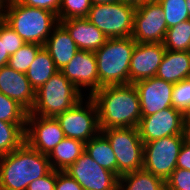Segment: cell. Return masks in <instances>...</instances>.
Masks as SVG:
<instances>
[{
  "mask_svg": "<svg viewBox=\"0 0 190 190\" xmlns=\"http://www.w3.org/2000/svg\"><path fill=\"white\" fill-rule=\"evenodd\" d=\"M165 184L166 190H190V171L176 168Z\"/></svg>",
  "mask_w": 190,
  "mask_h": 190,
  "instance_id": "cell-32",
  "label": "cell"
},
{
  "mask_svg": "<svg viewBox=\"0 0 190 190\" xmlns=\"http://www.w3.org/2000/svg\"><path fill=\"white\" fill-rule=\"evenodd\" d=\"M58 71L49 52L42 47L25 74L31 86L37 90Z\"/></svg>",
  "mask_w": 190,
  "mask_h": 190,
  "instance_id": "cell-23",
  "label": "cell"
},
{
  "mask_svg": "<svg viewBox=\"0 0 190 190\" xmlns=\"http://www.w3.org/2000/svg\"><path fill=\"white\" fill-rule=\"evenodd\" d=\"M163 43H136L129 68V84L154 77L165 55Z\"/></svg>",
  "mask_w": 190,
  "mask_h": 190,
  "instance_id": "cell-15",
  "label": "cell"
},
{
  "mask_svg": "<svg viewBox=\"0 0 190 190\" xmlns=\"http://www.w3.org/2000/svg\"><path fill=\"white\" fill-rule=\"evenodd\" d=\"M9 0H0V20L3 21L7 10Z\"/></svg>",
  "mask_w": 190,
  "mask_h": 190,
  "instance_id": "cell-41",
  "label": "cell"
},
{
  "mask_svg": "<svg viewBox=\"0 0 190 190\" xmlns=\"http://www.w3.org/2000/svg\"><path fill=\"white\" fill-rule=\"evenodd\" d=\"M184 135L190 141V112L184 114Z\"/></svg>",
  "mask_w": 190,
  "mask_h": 190,
  "instance_id": "cell-39",
  "label": "cell"
},
{
  "mask_svg": "<svg viewBox=\"0 0 190 190\" xmlns=\"http://www.w3.org/2000/svg\"><path fill=\"white\" fill-rule=\"evenodd\" d=\"M84 190H118L119 177L84 152L67 170Z\"/></svg>",
  "mask_w": 190,
  "mask_h": 190,
  "instance_id": "cell-12",
  "label": "cell"
},
{
  "mask_svg": "<svg viewBox=\"0 0 190 190\" xmlns=\"http://www.w3.org/2000/svg\"><path fill=\"white\" fill-rule=\"evenodd\" d=\"M22 5L49 10L58 14L61 0H16Z\"/></svg>",
  "mask_w": 190,
  "mask_h": 190,
  "instance_id": "cell-36",
  "label": "cell"
},
{
  "mask_svg": "<svg viewBox=\"0 0 190 190\" xmlns=\"http://www.w3.org/2000/svg\"><path fill=\"white\" fill-rule=\"evenodd\" d=\"M138 131L143 143L163 137L184 134V114L173 107L142 116Z\"/></svg>",
  "mask_w": 190,
  "mask_h": 190,
  "instance_id": "cell-13",
  "label": "cell"
},
{
  "mask_svg": "<svg viewBox=\"0 0 190 190\" xmlns=\"http://www.w3.org/2000/svg\"><path fill=\"white\" fill-rule=\"evenodd\" d=\"M140 99L142 116H149L163 109L173 107L174 84L156 76L134 83Z\"/></svg>",
  "mask_w": 190,
  "mask_h": 190,
  "instance_id": "cell-14",
  "label": "cell"
},
{
  "mask_svg": "<svg viewBox=\"0 0 190 190\" xmlns=\"http://www.w3.org/2000/svg\"><path fill=\"white\" fill-rule=\"evenodd\" d=\"M118 190H166V184L160 177L142 169L120 176Z\"/></svg>",
  "mask_w": 190,
  "mask_h": 190,
  "instance_id": "cell-24",
  "label": "cell"
},
{
  "mask_svg": "<svg viewBox=\"0 0 190 190\" xmlns=\"http://www.w3.org/2000/svg\"><path fill=\"white\" fill-rule=\"evenodd\" d=\"M51 170L48 155L24 143L13 152L0 156V190H27L31 182Z\"/></svg>",
  "mask_w": 190,
  "mask_h": 190,
  "instance_id": "cell-2",
  "label": "cell"
},
{
  "mask_svg": "<svg viewBox=\"0 0 190 190\" xmlns=\"http://www.w3.org/2000/svg\"><path fill=\"white\" fill-rule=\"evenodd\" d=\"M184 134L163 137L144 143L143 170L166 181L176 169Z\"/></svg>",
  "mask_w": 190,
  "mask_h": 190,
  "instance_id": "cell-8",
  "label": "cell"
},
{
  "mask_svg": "<svg viewBox=\"0 0 190 190\" xmlns=\"http://www.w3.org/2000/svg\"><path fill=\"white\" fill-rule=\"evenodd\" d=\"M10 56L6 51L5 37H0V68L8 64Z\"/></svg>",
  "mask_w": 190,
  "mask_h": 190,
  "instance_id": "cell-38",
  "label": "cell"
},
{
  "mask_svg": "<svg viewBox=\"0 0 190 190\" xmlns=\"http://www.w3.org/2000/svg\"><path fill=\"white\" fill-rule=\"evenodd\" d=\"M54 61L55 67L62 70L79 51L67 30L59 23L43 46Z\"/></svg>",
  "mask_w": 190,
  "mask_h": 190,
  "instance_id": "cell-19",
  "label": "cell"
},
{
  "mask_svg": "<svg viewBox=\"0 0 190 190\" xmlns=\"http://www.w3.org/2000/svg\"><path fill=\"white\" fill-rule=\"evenodd\" d=\"M81 93L61 71H58L36 90L30 114L56 118L83 99Z\"/></svg>",
  "mask_w": 190,
  "mask_h": 190,
  "instance_id": "cell-5",
  "label": "cell"
},
{
  "mask_svg": "<svg viewBox=\"0 0 190 190\" xmlns=\"http://www.w3.org/2000/svg\"><path fill=\"white\" fill-rule=\"evenodd\" d=\"M0 37H5L6 51L10 55L17 52L25 44L23 39L4 21L0 22Z\"/></svg>",
  "mask_w": 190,
  "mask_h": 190,
  "instance_id": "cell-33",
  "label": "cell"
},
{
  "mask_svg": "<svg viewBox=\"0 0 190 190\" xmlns=\"http://www.w3.org/2000/svg\"><path fill=\"white\" fill-rule=\"evenodd\" d=\"M176 168H182L190 171V141L185 140L176 163Z\"/></svg>",
  "mask_w": 190,
  "mask_h": 190,
  "instance_id": "cell-37",
  "label": "cell"
},
{
  "mask_svg": "<svg viewBox=\"0 0 190 190\" xmlns=\"http://www.w3.org/2000/svg\"><path fill=\"white\" fill-rule=\"evenodd\" d=\"M107 137L117 160V176L142 170L144 143L137 127L100 129Z\"/></svg>",
  "mask_w": 190,
  "mask_h": 190,
  "instance_id": "cell-6",
  "label": "cell"
},
{
  "mask_svg": "<svg viewBox=\"0 0 190 190\" xmlns=\"http://www.w3.org/2000/svg\"><path fill=\"white\" fill-rule=\"evenodd\" d=\"M164 17L157 0L136 7L131 37L136 43H163L168 29Z\"/></svg>",
  "mask_w": 190,
  "mask_h": 190,
  "instance_id": "cell-10",
  "label": "cell"
},
{
  "mask_svg": "<svg viewBox=\"0 0 190 190\" xmlns=\"http://www.w3.org/2000/svg\"><path fill=\"white\" fill-rule=\"evenodd\" d=\"M64 138L56 118L27 114L25 143L30 148L49 155Z\"/></svg>",
  "mask_w": 190,
  "mask_h": 190,
  "instance_id": "cell-11",
  "label": "cell"
},
{
  "mask_svg": "<svg viewBox=\"0 0 190 190\" xmlns=\"http://www.w3.org/2000/svg\"><path fill=\"white\" fill-rule=\"evenodd\" d=\"M163 7L167 27H173L182 21L189 20L186 0H157Z\"/></svg>",
  "mask_w": 190,
  "mask_h": 190,
  "instance_id": "cell-28",
  "label": "cell"
},
{
  "mask_svg": "<svg viewBox=\"0 0 190 190\" xmlns=\"http://www.w3.org/2000/svg\"><path fill=\"white\" fill-rule=\"evenodd\" d=\"M4 22L10 26L25 43L44 46L52 30L59 24L55 13L43 9L22 5L9 0Z\"/></svg>",
  "mask_w": 190,
  "mask_h": 190,
  "instance_id": "cell-3",
  "label": "cell"
},
{
  "mask_svg": "<svg viewBox=\"0 0 190 190\" xmlns=\"http://www.w3.org/2000/svg\"><path fill=\"white\" fill-rule=\"evenodd\" d=\"M76 43L79 50L95 52L108 39L94 24L86 18L59 20Z\"/></svg>",
  "mask_w": 190,
  "mask_h": 190,
  "instance_id": "cell-18",
  "label": "cell"
},
{
  "mask_svg": "<svg viewBox=\"0 0 190 190\" xmlns=\"http://www.w3.org/2000/svg\"><path fill=\"white\" fill-rule=\"evenodd\" d=\"M163 45L170 51H189L190 19L167 29Z\"/></svg>",
  "mask_w": 190,
  "mask_h": 190,
  "instance_id": "cell-26",
  "label": "cell"
},
{
  "mask_svg": "<svg viewBox=\"0 0 190 190\" xmlns=\"http://www.w3.org/2000/svg\"><path fill=\"white\" fill-rule=\"evenodd\" d=\"M87 103V104H86ZM81 99L72 108L58 115L56 119L60 123L65 137L77 139L87 143L101 130L98 122V110L94 100L88 96V101L83 107Z\"/></svg>",
  "mask_w": 190,
  "mask_h": 190,
  "instance_id": "cell-9",
  "label": "cell"
},
{
  "mask_svg": "<svg viewBox=\"0 0 190 190\" xmlns=\"http://www.w3.org/2000/svg\"><path fill=\"white\" fill-rule=\"evenodd\" d=\"M60 71L80 91L82 87H90L89 96L98 90L97 61L94 52L79 50Z\"/></svg>",
  "mask_w": 190,
  "mask_h": 190,
  "instance_id": "cell-16",
  "label": "cell"
},
{
  "mask_svg": "<svg viewBox=\"0 0 190 190\" xmlns=\"http://www.w3.org/2000/svg\"><path fill=\"white\" fill-rule=\"evenodd\" d=\"M156 77L173 84L190 77V51H165Z\"/></svg>",
  "mask_w": 190,
  "mask_h": 190,
  "instance_id": "cell-20",
  "label": "cell"
},
{
  "mask_svg": "<svg viewBox=\"0 0 190 190\" xmlns=\"http://www.w3.org/2000/svg\"><path fill=\"white\" fill-rule=\"evenodd\" d=\"M148 1H151V0H119V2L132 5L135 8L143 5L145 2H148Z\"/></svg>",
  "mask_w": 190,
  "mask_h": 190,
  "instance_id": "cell-40",
  "label": "cell"
},
{
  "mask_svg": "<svg viewBox=\"0 0 190 190\" xmlns=\"http://www.w3.org/2000/svg\"><path fill=\"white\" fill-rule=\"evenodd\" d=\"M91 6V0H61L58 20L86 18Z\"/></svg>",
  "mask_w": 190,
  "mask_h": 190,
  "instance_id": "cell-30",
  "label": "cell"
},
{
  "mask_svg": "<svg viewBox=\"0 0 190 190\" xmlns=\"http://www.w3.org/2000/svg\"><path fill=\"white\" fill-rule=\"evenodd\" d=\"M26 123L0 121V156L9 154L25 143Z\"/></svg>",
  "mask_w": 190,
  "mask_h": 190,
  "instance_id": "cell-25",
  "label": "cell"
},
{
  "mask_svg": "<svg viewBox=\"0 0 190 190\" xmlns=\"http://www.w3.org/2000/svg\"><path fill=\"white\" fill-rule=\"evenodd\" d=\"M55 190H84L83 187L65 171H56Z\"/></svg>",
  "mask_w": 190,
  "mask_h": 190,
  "instance_id": "cell-34",
  "label": "cell"
},
{
  "mask_svg": "<svg viewBox=\"0 0 190 190\" xmlns=\"http://www.w3.org/2000/svg\"><path fill=\"white\" fill-rule=\"evenodd\" d=\"M136 42L132 37L110 38L94 52L98 90L104 86L129 84V68Z\"/></svg>",
  "mask_w": 190,
  "mask_h": 190,
  "instance_id": "cell-4",
  "label": "cell"
},
{
  "mask_svg": "<svg viewBox=\"0 0 190 190\" xmlns=\"http://www.w3.org/2000/svg\"><path fill=\"white\" fill-rule=\"evenodd\" d=\"M84 152V142L65 137L48 155L50 166L56 171H65Z\"/></svg>",
  "mask_w": 190,
  "mask_h": 190,
  "instance_id": "cell-21",
  "label": "cell"
},
{
  "mask_svg": "<svg viewBox=\"0 0 190 190\" xmlns=\"http://www.w3.org/2000/svg\"><path fill=\"white\" fill-rule=\"evenodd\" d=\"M56 170L52 169L47 175L31 182L27 190H55Z\"/></svg>",
  "mask_w": 190,
  "mask_h": 190,
  "instance_id": "cell-35",
  "label": "cell"
},
{
  "mask_svg": "<svg viewBox=\"0 0 190 190\" xmlns=\"http://www.w3.org/2000/svg\"><path fill=\"white\" fill-rule=\"evenodd\" d=\"M28 112L10 97L0 92V121L26 123Z\"/></svg>",
  "mask_w": 190,
  "mask_h": 190,
  "instance_id": "cell-29",
  "label": "cell"
},
{
  "mask_svg": "<svg viewBox=\"0 0 190 190\" xmlns=\"http://www.w3.org/2000/svg\"><path fill=\"white\" fill-rule=\"evenodd\" d=\"M119 0H91L92 4H102V3H116Z\"/></svg>",
  "mask_w": 190,
  "mask_h": 190,
  "instance_id": "cell-42",
  "label": "cell"
},
{
  "mask_svg": "<svg viewBox=\"0 0 190 190\" xmlns=\"http://www.w3.org/2000/svg\"><path fill=\"white\" fill-rule=\"evenodd\" d=\"M85 152L101 167L117 175V160L107 137L100 131L85 143Z\"/></svg>",
  "mask_w": 190,
  "mask_h": 190,
  "instance_id": "cell-22",
  "label": "cell"
},
{
  "mask_svg": "<svg viewBox=\"0 0 190 190\" xmlns=\"http://www.w3.org/2000/svg\"><path fill=\"white\" fill-rule=\"evenodd\" d=\"M90 97L97 106L100 129L138 127L142 115L134 84L104 86Z\"/></svg>",
  "mask_w": 190,
  "mask_h": 190,
  "instance_id": "cell-1",
  "label": "cell"
},
{
  "mask_svg": "<svg viewBox=\"0 0 190 190\" xmlns=\"http://www.w3.org/2000/svg\"><path fill=\"white\" fill-rule=\"evenodd\" d=\"M136 8L116 2L92 4L86 19L108 39L131 37Z\"/></svg>",
  "mask_w": 190,
  "mask_h": 190,
  "instance_id": "cell-7",
  "label": "cell"
},
{
  "mask_svg": "<svg viewBox=\"0 0 190 190\" xmlns=\"http://www.w3.org/2000/svg\"><path fill=\"white\" fill-rule=\"evenodd\" d=\"M0 92L21 105L28 113L35 102L36 90L31 86L25 73L8 65L0 68Z\"/></svg>",
  "mask_w": 190,
  "mask_h": 190,
  "instance_id": "cell-17",
  "label": "cell"
},
{
  "mask_svg": "<svg viewBox=\"0 0 190 190\" xmlns=\"http://www.w3.org/2000/svg\"><path fill=\"white\" fill-rule=\"evenodd\" d=\"M173 108L183 114L190 112V78L174 84L172 90Z\"/></svg>",
  "mask_w": 190,
  "mask_h": 190,
  "instance_id": "cell-31",
  "label": "cell"
},
{
  "mask_svg": "<svg viewBox=\"0 0 190 190\" xmlns=\"http://www.w3.org/2000/svg\"><path fill=\"white\" fill-rule=\"evenodd\" d=\"M186 4L188 7L189 19H190V0H186Z\"/></svg>",
  "mask_w": 190,
  "mask_h": 190,
  "instance_id": "cell-43",
  "label": "cell"
},
{
  "mask_svg": "<svg viewBox=\"0 0 190 190\" xmlns=\"http://www.w3.org/2000/svg\"><path fill=\"white\" fill-rule=\"evenodd\" d=\"M42 47L40 44L25 43L10 56L7 65L18 72L26 73Z\"/></svg>",
  "mask_w": 190,
  "mask_h": 190,
  "instance_id": "cell-27",
  "label": "cell"
}]
</instances>
